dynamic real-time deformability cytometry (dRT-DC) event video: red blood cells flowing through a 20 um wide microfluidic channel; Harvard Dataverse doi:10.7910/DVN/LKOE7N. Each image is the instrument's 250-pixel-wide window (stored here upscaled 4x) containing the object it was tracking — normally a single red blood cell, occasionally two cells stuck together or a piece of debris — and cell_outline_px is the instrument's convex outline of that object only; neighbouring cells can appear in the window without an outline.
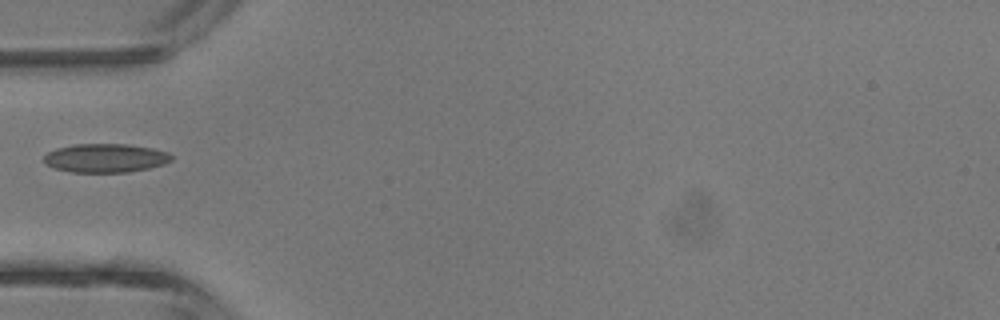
{"species": "common noctule bat (a hibernating species)", "species_latin": "Nyctalus noctula", "temperature_condition": "room temperature", "stored_images_in_passage": 5, "camera_frame_rate_fps": 3000, "um_per_image_px": 0.085, "animal": {"sex": "male", "body_mass_g": 13.3}, "frame": {"image": 1, "passage_image": 5, "time_ms": 5.333, "image_size_px": [1000, 320], "cell_outline_px": [[172, 160], [164, 164], [148, 168], [128, 172], [72, 172], [56, 168], [48, 164], [44, 160], [44, 156], [48, 152], [56, 148], [72, 144], [128, 144], [152, 148], [168, 152], [172, 156]], "centroid_in_image_um": [8.98, 13.42], "position_along_channel_um": 76.0, "area_um2": 21.27}}